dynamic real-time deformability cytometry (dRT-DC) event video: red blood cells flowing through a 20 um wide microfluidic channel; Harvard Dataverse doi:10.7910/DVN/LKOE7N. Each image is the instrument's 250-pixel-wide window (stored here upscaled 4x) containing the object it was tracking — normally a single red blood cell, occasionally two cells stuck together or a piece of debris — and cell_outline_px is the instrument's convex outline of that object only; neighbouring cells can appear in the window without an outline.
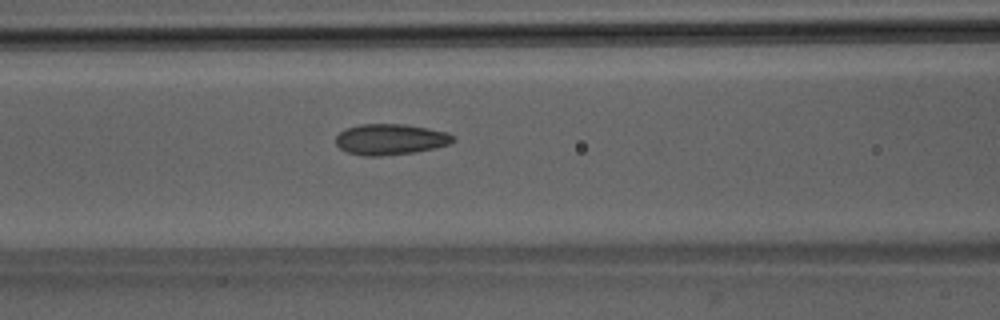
{"species": "Egyptian fruit bat (a non-hibernating species)", "species_latin": "Rousettus aegyptiacus", "temperature_condition": "room temperature", "stored_images_in_passage": 35, "camera_frame_rate_fps": 3000, "um_per_image_px": 0.085, "animal": {"sex": "male"}, "frame": {"image": 1, "passage_image": 6, "time_ms": 1.667, "image_size_px": [1000, 320], "cell_outline_px": [[456, 140], [448, 144], [416, 152], [380, 156], [364, 156], [348, 152], [340, 148], [336, 144], [336, 136], [344, 128], [360, 124], [404, 124], [428, 128], [448, 132]], "centroid_in_image_um": [33.16, 11.84], "position_along_channel_um": 133.4, "area_um2": 21.1}}
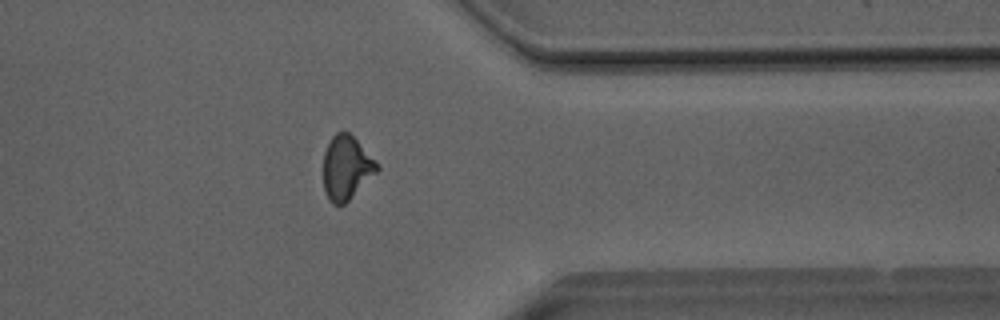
{"frame": {"image": 2, "passage_image": 25, "time_ms": 8.0, "image_size_px": [1000, 320], "cell_outline_px": [[380, 168], [344, 204], [332, 204], [328, 200], [324, 188], [324, 152], [332, 136], [336, 132], [348, 132], [376, 160]], "centroid_in_image_um": [29.43, 14.25], "position_along_channel_um": 382.0, "area_um2": 19.59}}
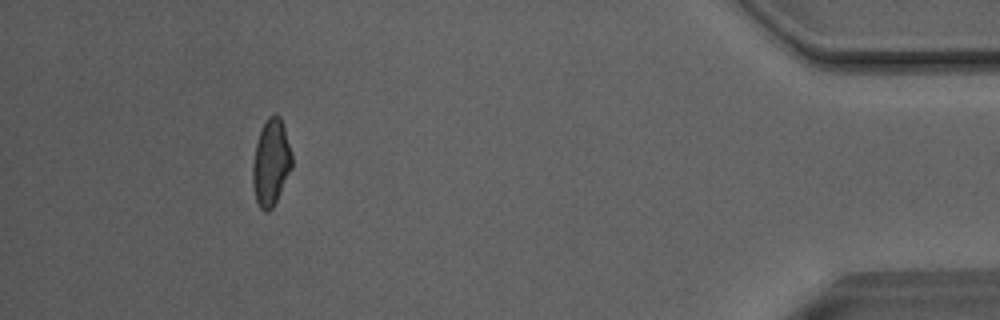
{"frame": {"image": 3, "passage_image": 31, "time_ms": 10.0, "image_size_px": [1000, 320], "cell_outline_px": [[292, 168], [272, 208], [268, 212], [264, 212], [260, 208], [256, 200], [252, 184], [252, 164], [256, 144], [260, 132], [268, 116], [272, 112], [276, 112], [280, 116], [284, 128], [292, 156]], "centroid_in_image_um": [23.02, 13.81], "position_along_channel_um": 412.2, "area_um2": 19.71}, "authors_computed_cell_mechanics": {"area_um2": 19.941, "velocity_mm_per_s": 4.0693, "shape_relaxation_time_tau1_ms": null, "shape_relaxation_time_tau2_ms": 1.3262, "deformation_change_tau1": null, "deformation_change_tau2": 0.0768}}